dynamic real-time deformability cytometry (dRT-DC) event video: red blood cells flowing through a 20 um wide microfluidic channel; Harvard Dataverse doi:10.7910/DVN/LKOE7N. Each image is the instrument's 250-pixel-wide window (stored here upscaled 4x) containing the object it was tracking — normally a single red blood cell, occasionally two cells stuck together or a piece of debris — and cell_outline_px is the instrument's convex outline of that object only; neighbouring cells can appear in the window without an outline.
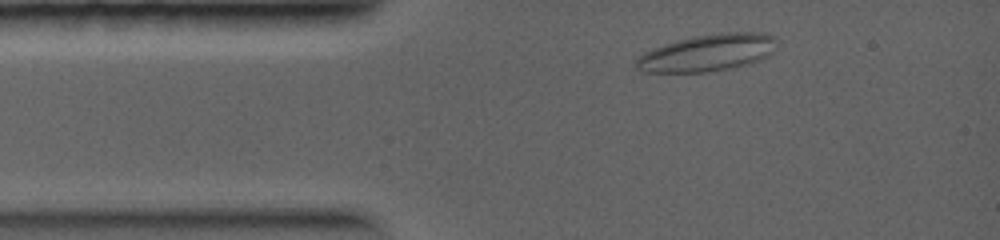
{"species": "common noctule bat (a hibernating species)", "species_latin": "Nyctalus noctula", "temperature_condition": "warm", "stored_images_in_passage": 28, "camera_frame_rate_fps": 5000, "um_per_image_px": 0.085, "animal": {"sex": "female", "body_mass_g": 19.0, "forearm_length_mm": 56.7}, "frame": {"image": 1, "passage_image": 2, "time_ms": 0.6, "image_size_px": [1000, 240], "cell_outline_px": [[780, 40], [772, 52], [768, 56], [748, 64], [708, 72], [640, 72], [636, 68], [636, 60], [644, 52], [652, 48], [676, 40], [692, 36], [720, 32], [764, 32], [776, 36]], "centroid_in_image_um": [60.17, 4.46], "position_along_channel_um": 24.8, "area_um2": 30.69}}
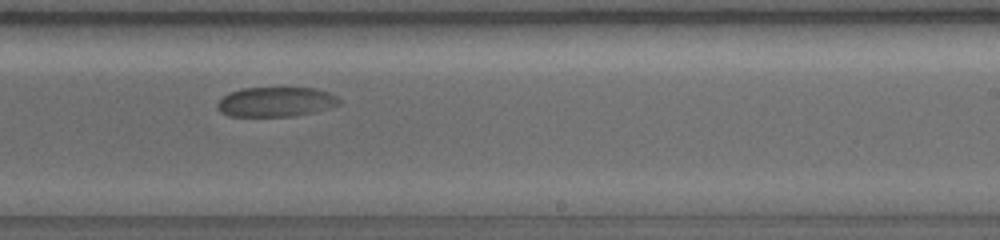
{"frame": {"image": 2, "passage_image": 15, "time_ms": 6.0, "image_size_px": [1000, 240], "cell_outline_px": [[340, 104], [328, 108], [312, 112], [292, 116], [228, 116], [220, 112], [216, 108], [216, 104], [228, 92], [244, 88], [316, 88], [328, 92], [336, 96], [340, 100]], "centroid_in_image_um": [23.41, 8.66], "position_along_channel_um": 265.6, "area_um2": 21.04}}
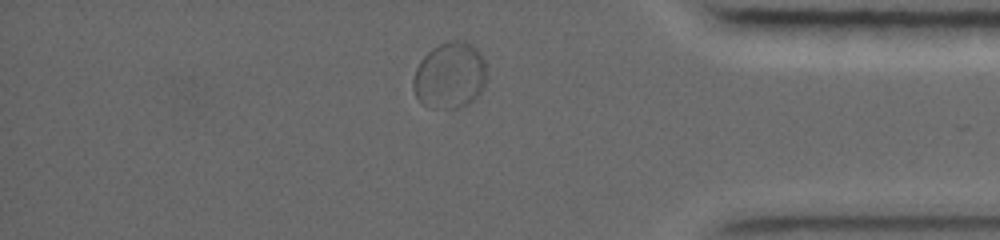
{"frame": {"image": 3, "passage_image": 26, "time_ms": 9.0, "image_size_px": [1000, 240], "cell_outline_px": [[484, 88], [468, 104], [456, 108], [428, 108], [420, 104], [412, 88], [412, 80], [416, 68], [420, 60], [432, 48], [448, 40], [464, 40], [472, 44], [476, 48], [484, 60]], "centroid_in_image_um": [38.19, 6.42], "position_along_channel_um": 397.0, "area_um2": 28.55}}